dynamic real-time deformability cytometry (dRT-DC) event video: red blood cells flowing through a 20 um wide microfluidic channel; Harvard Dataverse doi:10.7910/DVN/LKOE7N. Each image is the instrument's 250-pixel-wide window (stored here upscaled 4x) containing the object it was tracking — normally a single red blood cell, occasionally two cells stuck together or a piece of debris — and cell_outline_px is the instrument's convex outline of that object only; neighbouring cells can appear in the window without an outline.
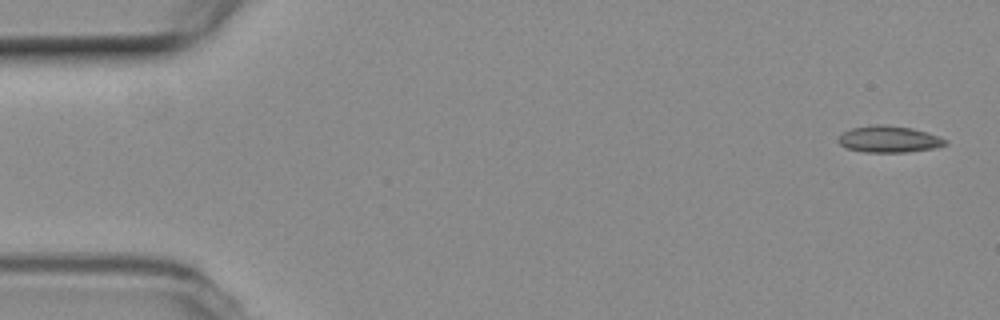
{"species": "common noctule bat (a hibernating species)", "species_latin": "Nyctalus noctula", "temperature_condition": "room temperature", "stored_images_in_passage": 53, "camera_frame_rate_fps": 3000, "um_per_image_px": 0.085, "animal": {"sex": "female", "body_mass_g": 19.3, "forearm_length_mm": 54.1}, "frame": {"image": 1, "passage_image": 1, "time_ms": 0.0, "image_size_px": [1000, 320], "cell_outline_px": [[948, 144], [936, 148], [904, 152], [864, 152], [848, 148], [840, 144], [836, 140], [844, 132], [852, 128], [872, 124], [880, 124], [912, 128], [948, 140]], "centroid_in_image_um": [75.55, 11.83], "position_along_channel_um": 9.4, "area_um2": 16.42}}
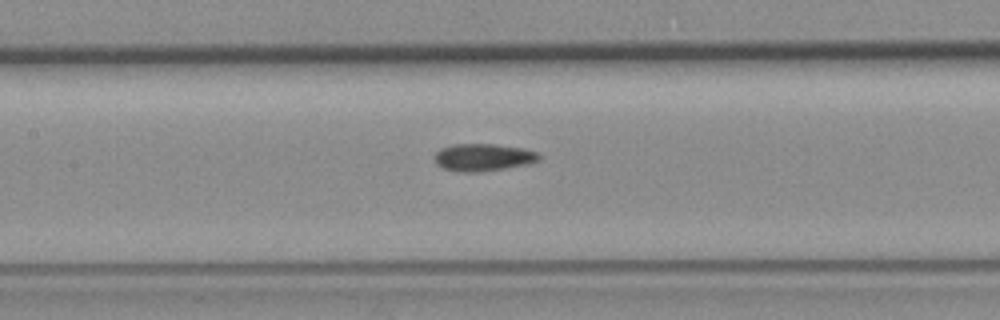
{"frame": {"image": 2, "passage_image": 23, "time_ms": 7.333, "image_size_px": [1000, 320], "cell_outline_px": [[540, 160], [532, 164], [480, 172], [460, 172], [444, 168], [436, 164], [432, 156], [440, 148], [452, 144], [492, 144], [524, 148], [536, 152], [540, 156]], "centroid_in_image_um": [41.06, 13.38], "position_along_channel_um": 166.3, "area_um2": 16.94}}
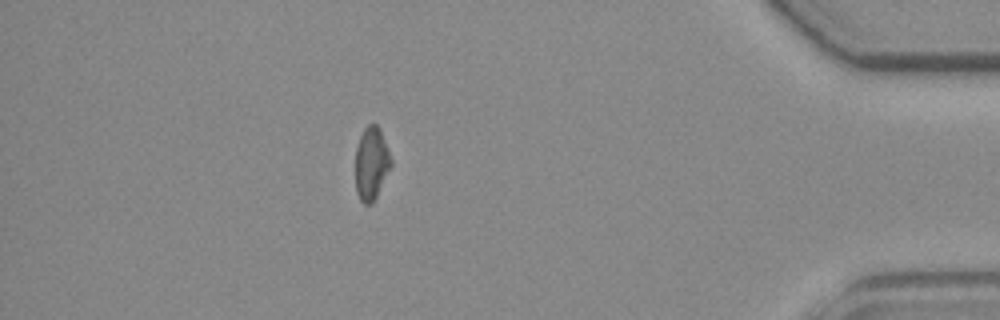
{"frame": {"image": 3, "passage_image": 46, "time_ms": 15.0, "image_size_px": [1000, 320], "cell_outline_px": [[392, 164], [372, 204], [364, 204], [360, 200], [356, 192], [356, 148], [360, 136], [364, 128], [368, 124], [376, 124], [380, 128], [392, 160]], "centroid_in_image_um": [31.56, 13.88], "position_along_channel_um": 403.6, "area_um2": 15.03}}